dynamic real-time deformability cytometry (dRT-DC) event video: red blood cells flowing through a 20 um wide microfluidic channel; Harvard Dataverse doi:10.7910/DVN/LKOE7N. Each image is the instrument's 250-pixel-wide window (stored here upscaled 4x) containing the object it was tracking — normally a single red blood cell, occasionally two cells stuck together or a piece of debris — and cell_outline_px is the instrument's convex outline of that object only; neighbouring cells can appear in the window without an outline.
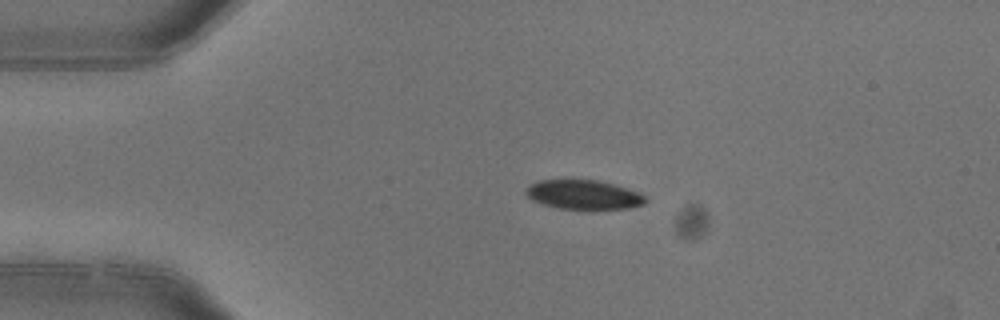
{"species": "common noctule bat (a hibernating species)", "species_latin": "Nyctalus noctula", "temperature_condition": "warm", "stored_images_in_passage": 2, "camera_frame_rate_fps": 3000, "um_per_image_px": 0.085, "animal": {"sex": "female"}, "frame": {"image": 1, "passage_image": 1, "time_ms": 0.0, "image_size_px": [1000, 320], "cell_outline_px": [[644, 204], [628, 208], [560, 208], [544, 204], [532, 200], [524, 192], [532, 184], [540, 180], [596, 180], [612, 184], [640, 192], [644, 196]], "centroid_in_image_um": [49.6, 16.53], "position_along_channel_um": 35.4, "area_um2": 19.77}}